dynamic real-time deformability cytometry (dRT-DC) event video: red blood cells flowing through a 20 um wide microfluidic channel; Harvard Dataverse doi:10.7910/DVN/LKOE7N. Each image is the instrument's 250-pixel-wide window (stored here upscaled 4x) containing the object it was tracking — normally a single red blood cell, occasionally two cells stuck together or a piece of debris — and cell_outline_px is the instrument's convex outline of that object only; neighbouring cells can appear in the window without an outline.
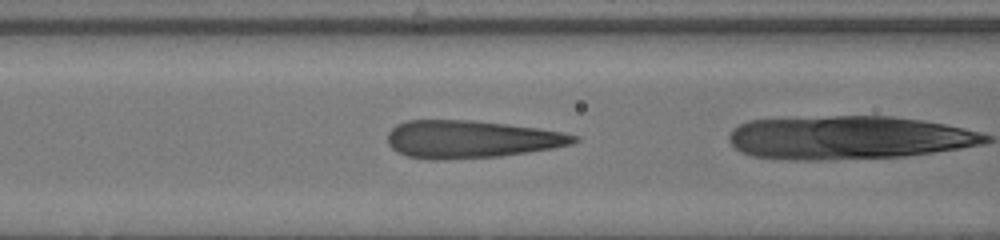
{"species": "human", "species_latin": "Homo sapiens", "temperature_condition": "warm", "stored_images_in_passage": 9, "camera_frame_rate_fps": 3000, "um_per_image_px": 0.085, "donor": {"sex": "male"}, "frame": {"image": 1, "passage_image": 3, "time_ms": 0.667, "image_size_px": [1000, 240], "cell_outline_px": [[580, 140], [572, 144], [552, 148], [500, 156], [444, 160], [432, 160], [408, 156], [396, 152], [388, 144], [388, 132], [396, 124], [408, 120], [472, 120], [508, 124], [540, 128], [564, 132], [580, 136]], "centroid_in_image_um": [40.05, 11.83], "position_along_channel_um": 126.6, "area_um2": 41.15}}
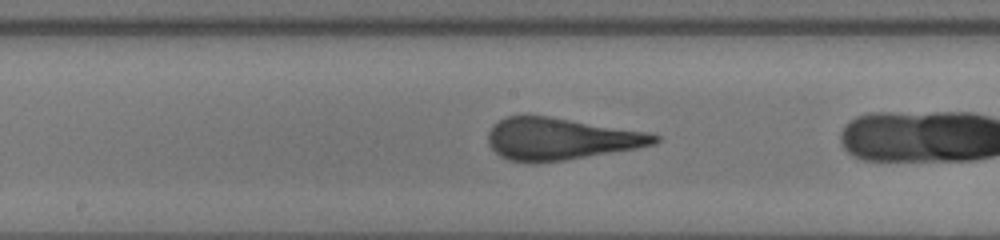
{"frame": {"image": 2, "passage_image": 8, "time_ms": 2.333, "image_size_px": [1000, 240], "cell_outline_px": [[660, 140], [656, 144], [636, 148], [564, 160], [532, 164], [508, 160], [500, 156], [488, 144], [488, 132], [492, 124], [508, 116], [548, 116], [648, 132], [660, 136]], "centroid_in_image_um": [47.62, 11.81], "position_along_channel_um": 200.6, "area_um2": 40.69}}